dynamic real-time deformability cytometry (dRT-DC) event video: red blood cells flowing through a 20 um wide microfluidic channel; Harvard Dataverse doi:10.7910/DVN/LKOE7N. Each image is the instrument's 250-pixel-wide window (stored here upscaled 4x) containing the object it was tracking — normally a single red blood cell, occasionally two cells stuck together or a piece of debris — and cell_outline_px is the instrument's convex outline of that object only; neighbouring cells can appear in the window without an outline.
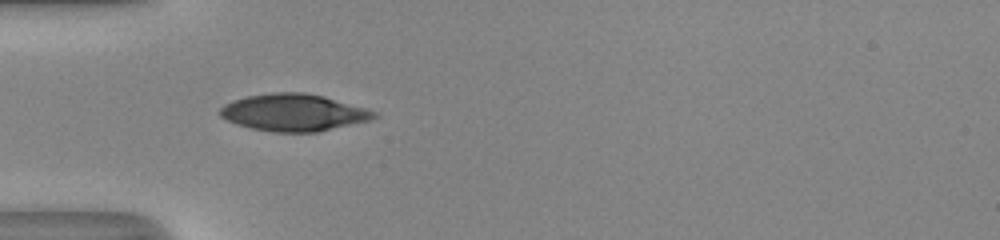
{"species": "human", "species_latin": "Homo sapiens", "temperature_condition": "room temperature", "stored_images_in_passage": 31, "camera_frame_rate_fps": 3000, "um_per_image_px": 0.085, "donor": {"sex": "male"}, "frame": {"image": 1, "passage_image": 1, "time_ms": 0.0, "image_size_px": [1000, 240], "cell_outline_px": [[380, 116], [372, 120], [316, 132], [272, 132], [252, 128], [236, 124], [220, 116], [220, 108], [224, 104], [232, 100], [248, 96], [272, 92], [304, 92], [324, 96], [364, 108], [376, 112]], "centroid_in_image_um": [24.96, 9.56], "position_along_channel_um": 60.0, "area_um2": 33.23}}
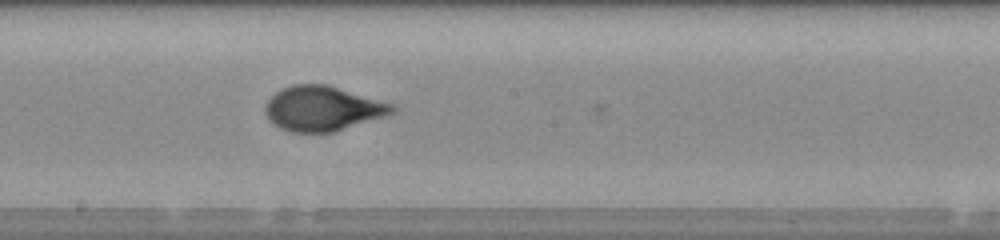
{"frame": {"image": 2, "passage_image": 13, "time_ms": 4.0, "image_size_px": [1000, 240], "cell_outline_px": [[396, 112], [388, 116], [332, 132], [288, 132], [280, 128], [268, 120], [264, 112], [264, 104], [276, 92], [292, 84], [328, 84], [392, 104], [396, 108]], "centroid_in_image_um": [27.41, 9.23], "position_along_channel_um": 220.8, "area_um2": 33.29}}
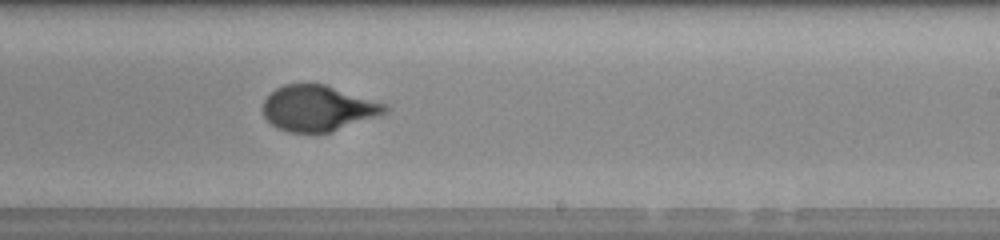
{"frame": {"image": 3, "passage_image": 16, "time_ms": 5.0, "image_size_px": [1000, 240], "cell_outline_px": [[388, 112], [332, 132], [288, 132], [276, 128], [264, 116], [260, 108], [264, 100], [276, 88], [284, 84], [324, 84], [388, 104]], "centroid_in_image_um": [27.02, 9.2], "position_along_channel_um": 262.0, "area_um2": 32.54}, "authors_computed_cell_mechanics": {"area_um2": 33.2928, "velocity_mm_per_s": 4.1395, "shape_relaxation_time_tau1_ms": 5.5091, "shape_relaxation_time_tau2_ms": null, "deformation_change_tau1": 0.2382, "deformation_change_tau2": null}}